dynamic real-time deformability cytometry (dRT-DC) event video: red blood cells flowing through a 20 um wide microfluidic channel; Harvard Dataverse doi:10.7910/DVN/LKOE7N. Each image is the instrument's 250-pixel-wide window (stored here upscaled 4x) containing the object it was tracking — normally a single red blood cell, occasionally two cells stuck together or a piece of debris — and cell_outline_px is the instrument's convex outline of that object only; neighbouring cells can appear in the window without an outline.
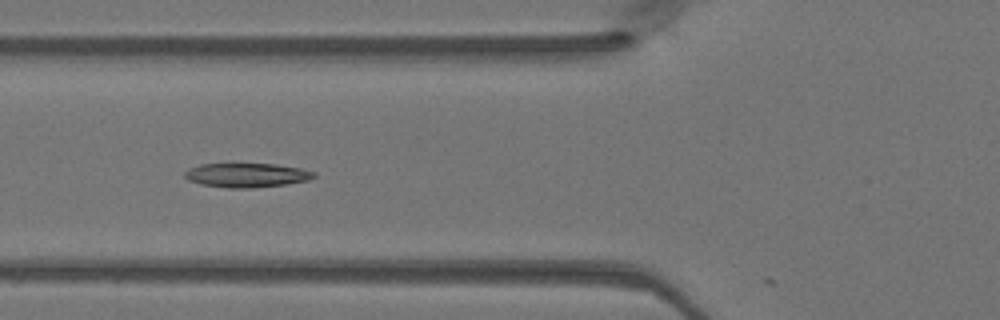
{"species": "Egyptian fruit bat (a non-hibernating species)", "species_latin": "Rousettus aegyptiacus", "temperature_condition": "warm", "stored_images_in_passage": 9, "camera_frame_rate_fps": 3000, "um_per_image_px": 0.085, "animal": {"sex": "female"}, "frame": {"image": 1, "passage_image": 6, "time_ms": 1.667, "image_size_px": [1000, 320], "cell_outline_px": [[316, 176], [308, 180], [284, 184], [252, 188], [228, 188], [200, 184], [188, 180], [184, 176], [184, 172], [188, 168], [200, 164], [276, 164], [300, 168], [316, 172]], "centroid_in_image_um": [20.94, 14.89], "position_along_channel_um": 104.9, "area_um2": 18.21}}